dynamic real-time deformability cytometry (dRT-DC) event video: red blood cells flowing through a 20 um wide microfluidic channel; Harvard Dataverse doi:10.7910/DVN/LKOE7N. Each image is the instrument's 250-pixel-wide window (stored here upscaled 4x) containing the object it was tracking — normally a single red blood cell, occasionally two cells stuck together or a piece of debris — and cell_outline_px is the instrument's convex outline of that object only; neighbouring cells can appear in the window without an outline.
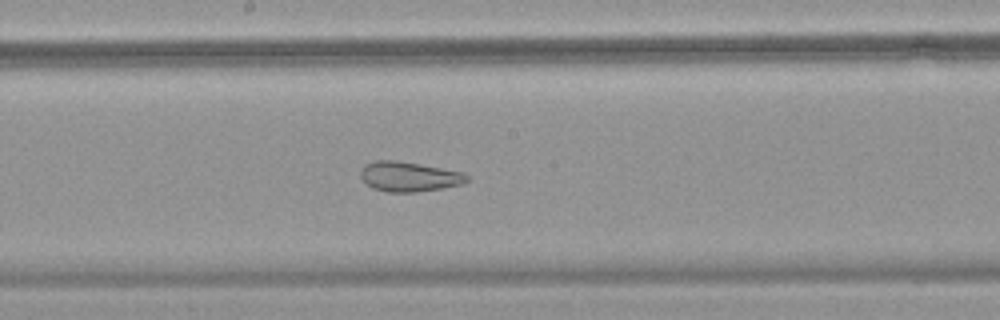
{"species": "common noctule bat (a hibernating species)", "species_latin": "Nyctalus noctula", "temperature_condition": "warm", "stored_images_in_passage": 54, "camera_frame_rate_fps": 3000, "um_per_image_px": 0.085, "animal": {"sex": "female", "body_mass_g": 18.4}, "frame": {"image": 1, "passage_image": 30, "time_ms": 9.667, "image_size_px": [1000, 320], "cell_outline_px": [[468, 180], [464, 184], [416, 192], [388, 192], [372, 188], [360, 176], [360, 168], [364, 164], [376, 160], [396, 160], [440, 168], [460, 172], [468, 176]], "centroid_in_image_um": [34.72, 15.01], "position_along_channel_um": 213.5, "area_um2": 18.32}}
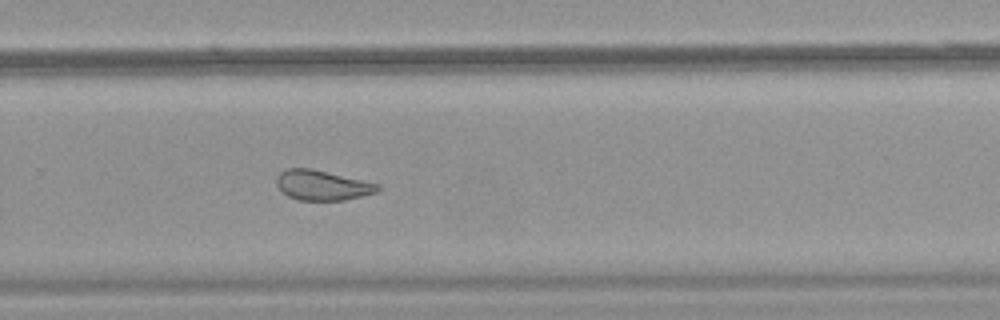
{"frame": {"image": 2, "passage_image": 37, "time_ms": 12.0, "image_size_px": [1000, 320], "cell_outline_px": [[380, 188], [376, 192], [344, 200], [296, 200], [288, 196], [276, 184], [276, 176], [280, 172], [288, 168], [312, 168], [380, 184]], "centroid_in_image_um": [27.37, 15.73], "position_along_channel_um": 302.4, "area_um2": 17.63}}
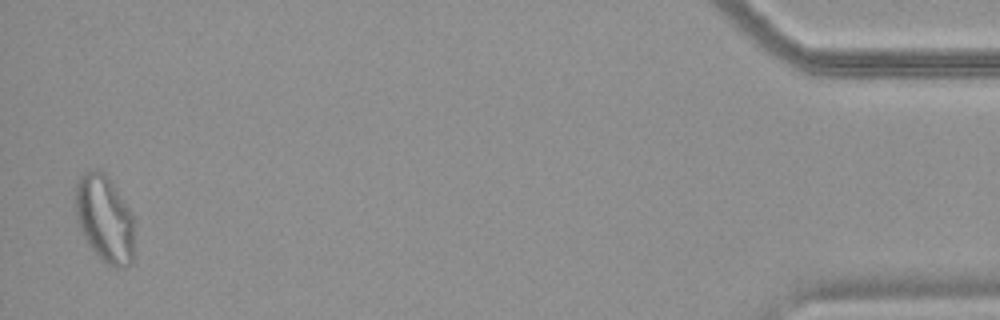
{"frame": {"image": 3, "passage_image": 53, "time_ms": 17.333, "image_size_px": [1000, 320], "cell_outline_px": [[132, 264], [128, 268], [116, 268], [108, 264], [88, 244], [80, 228], [76, 216], [76, 184], [80, 176], [84, 172], [104, 172], [132, 212]], "centroid_in_image_um": [8.89, 18.62], "position_along_channel_um": 426.3, "area_um2": 29.13}, "authors_computed_cell_mechanics": {"area_um2": 21.9062, "velocity_mm_per_s": 3.8262, "shape_relaxation_time_tau1_ms": 1.2273, "shape_relaxation_time_tau2_ms": 2.3954, "deformation_change_tau1": 0.3557, "deformation_change_tau2": 0.0323}}